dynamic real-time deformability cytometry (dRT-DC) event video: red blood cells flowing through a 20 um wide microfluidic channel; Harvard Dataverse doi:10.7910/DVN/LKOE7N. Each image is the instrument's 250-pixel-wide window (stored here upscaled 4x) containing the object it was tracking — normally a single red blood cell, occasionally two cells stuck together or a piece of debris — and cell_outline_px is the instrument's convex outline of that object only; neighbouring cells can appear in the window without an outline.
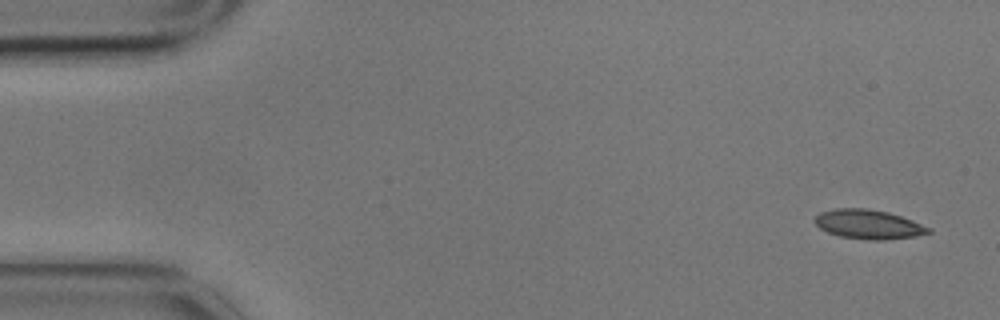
{"species": "common noctule bat (a hibernating species)", "species_latin": "Nyctalus noctula", "temperature_condition": "cold", "stored_images_in_passage": 4, "camera_frame_rate_fps": 3000, "um_per_image_px": 0.085, "animal": {"sex": "male", "body_mass_g": 17.9}, "frame": {"image": 1, "passage_image": 1, "time_ms": 0.0, "image_size_px": [1000, 320], "cell_outline_px": [[932, 232], [916, 236], [884, 240], [868, 240], [840, 236], [828, 232], [820, 228], [812, 220], [820, 212], [836, 208], [864, 208], [888, 212], [912, 220], [932, 228]], "centroid_in_image_um": [73.82, 19.07], "position_along_channel_um": 11.2, "area_um2": 19.42}}
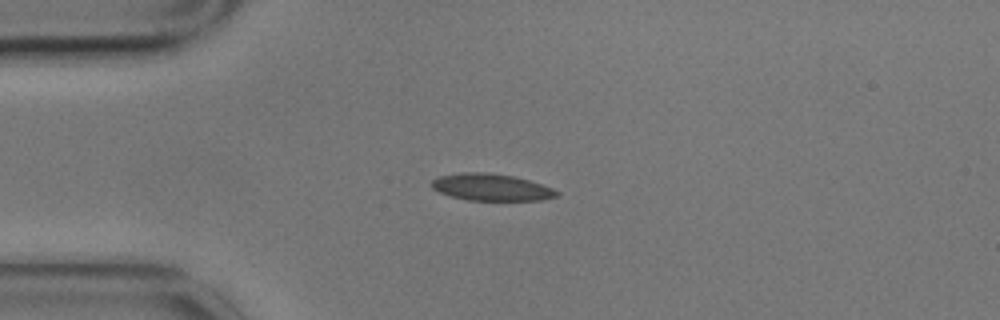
{"frame": {"image": 2, "passage_image": 4, "time_ms": 1.0, "image_size_px": [1000, 320], "cell_outline_px": [[560, 192], [556, 196], [540, 200], [468, 200], [452, 196], [440, 192], [432, 188], [428, 184], [432, 180], [440, 176], [464, 172], [488, 172], [512, 176], [528, 180], [552, 188]], "centroid_in_image_um": [41.72, 15.91], "position_along_channel_um": 43.3, "area_um2": 19.42}}